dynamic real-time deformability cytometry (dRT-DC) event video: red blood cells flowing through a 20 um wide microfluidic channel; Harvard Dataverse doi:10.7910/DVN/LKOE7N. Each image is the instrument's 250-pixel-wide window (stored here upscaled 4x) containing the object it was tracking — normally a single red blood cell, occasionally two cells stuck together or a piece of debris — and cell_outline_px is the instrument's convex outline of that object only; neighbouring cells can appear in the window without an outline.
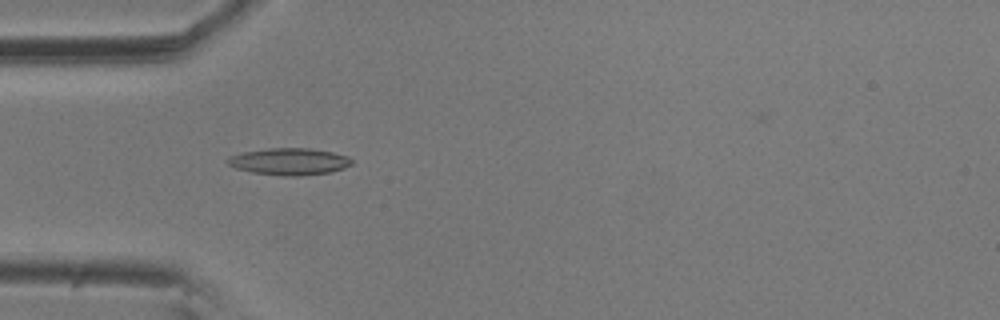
{"species": "common noctule bat (a hibernating species)", "species_latin": "Nyctalus noctula", "temperature_condition": "room temperature", "stored_images_in_passage": 56, "camera_frame_rate_fps": 3000, "um_per_image_px": 0.085, "animal": {"sex": "male", "body_mass_g": 20.5, "forearm_length_mm": 52.5}, "frame": {"image": 1, "passage_image": 17, "time_ms": 5.333, "image_size_px": [1000, 320], "cell_outline_px": [[352, 164], [344, 168], [328, 172], [300, 176], [284, 176], [252, 172], [236, 168], [228, 164], [228, 156], [244, 152], [268, 148], [308, 148], [332, 152], [348, 156], [352, 160]], "centroid_in_image_um": [24.6, 13.73], "position_along_channel_um": 60.4, "area_um2": 19.31}}
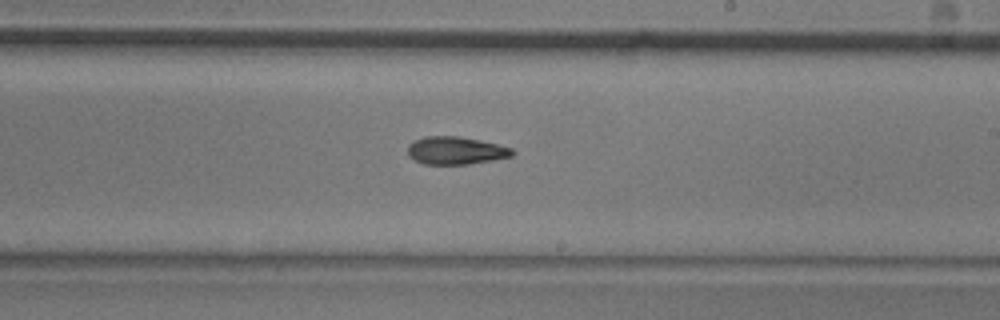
{"frame": {"image": 2, "passage_image": 33, "time_ms": 10.667, "image_size_px": [1000, 320], "cell_outline_px": [[516, 152], [512, 156], [492, 160], [468, 164], [424, 164], [408, 156], [408, 144], [412, 140], [424, 136], [460, 136], [480, 140], [512, 148]], "centroid_in_image_um": [38.71, 12.78], "position_along_channel_um": 250.3, "area_um2": 16.99}}
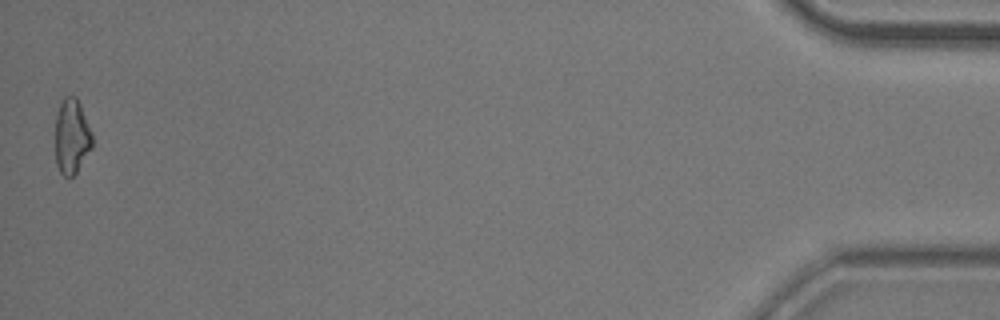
{"frame": {"image": 3, "passage_image": 56, "time_ms": 18.333, "image_size_px": [1000, 320], "cell_outline_px": [[92, 148], [76, 172], [72, 176], [64, 176], [60, 172], [56, 164], [56, 116], [60, 104], [64, 96], [76, 96], [80, 104], [92, 132]], "centroid_in_image_um": [6.1, 11.59], "position_along_channel_um": 429.1, "area_um2": 16.07}, "authors_computed_cell_mechanics": {"area_um2": 16.9643, "velocity_mm_per_s": 3.585, "shape_relaxation_time_tau1_ms": 5.9563, "shape_relaxation_time_tau2_ms": 4.6645, "deformation_change_tau1": 0.1422, "deformation_change_tau2": 0.1284}}